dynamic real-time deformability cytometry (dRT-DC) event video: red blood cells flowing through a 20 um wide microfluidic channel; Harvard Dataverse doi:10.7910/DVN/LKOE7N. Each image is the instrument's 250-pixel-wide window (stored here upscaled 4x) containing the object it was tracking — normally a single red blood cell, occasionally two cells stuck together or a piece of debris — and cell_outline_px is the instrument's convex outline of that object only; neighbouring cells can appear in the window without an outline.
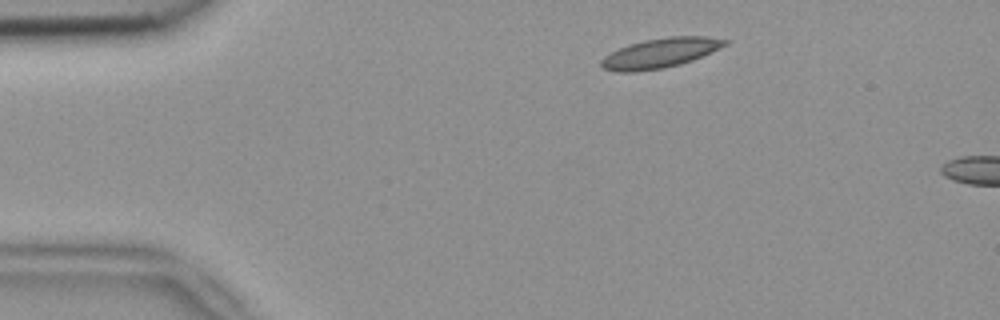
{"species": "common noctule bat (a hibernating species)", "species_latin": "Nyctalus noctula", "temperature_condition": "room temperature", "stored_images_in_passage": 4, "camera_frame_rate_fps": 3000, "um_per_image_px": 0.085, "animal": {"sex": "female", "body_mass_g": 18.4}, "frame": {"image": 1, "passage_image": 1, "time_ms": 0.0, "image_size_px": [1000, 320], "cell_outline_px": [[728, 44], [720, 48], [692, 60], [680, 64], [664, 68], [636, 72], [616, 72], [604, 68], [600, 64], [600, 60], [604, 56], [628, 44], [644, 40], [668, 36], [704, 36], [728, 40]], "centroid_in_image_um": [56.1, 4.51], "position_along_channel_um": 28.9, "area_um2": 21.39}}